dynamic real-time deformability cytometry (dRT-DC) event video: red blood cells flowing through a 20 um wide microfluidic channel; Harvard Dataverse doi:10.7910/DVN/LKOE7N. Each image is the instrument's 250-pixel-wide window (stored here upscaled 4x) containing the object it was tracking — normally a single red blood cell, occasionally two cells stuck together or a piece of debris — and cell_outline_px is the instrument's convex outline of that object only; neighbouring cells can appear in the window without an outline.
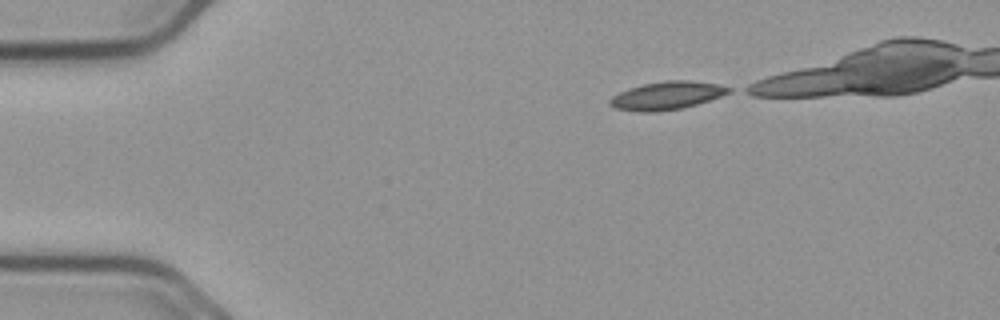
{"species": "common noctule bat (a hibernating species)", "species_latin": "Nyctalus noctula", "temperature_condition": "cold", "stored_images_in_passage": 26, "camera_frame_rate_fps": 3000, "um_per_image_px": 0.085, "animal": {"sex": "male", "body_mass_g": 23.1, "forearm_length_mm": 52.7}, "frame": {"image": 1, "passage_image": 1, "time_ms": 0.0, "image_size_px": [1000, 320], "cell_outline_px": [[732, 92], [696, 104], [680, 108], [656, 112], [640, 112], [616, 108], [608, 104], [608, 100], [612, 96], [628, 88], [644, 84], [664, 80], [688, 80], [720, 84], [732, 88]], "centroid_in_image_um": [56.67, 8.11], "position_along_channel_um": 28.3, "area_um2": 19.42}}
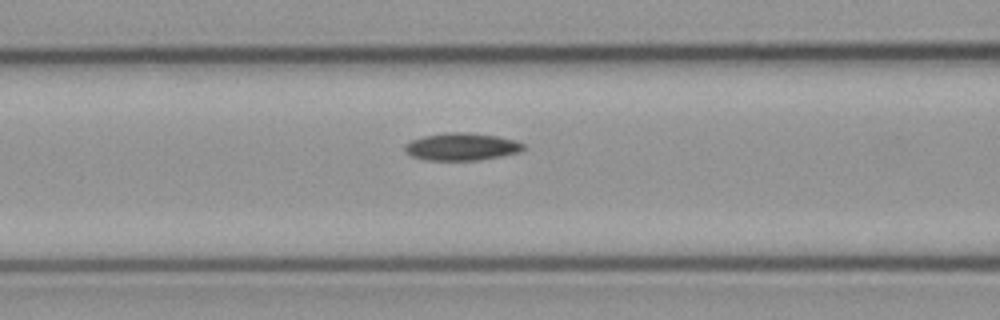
{"frame": {"image": 2, "passage_image": 14, "time_ms": 4.333, "image_size_px": [1000, 320], "cell_outline_px": [[524, 148], [520, 152], [480, 160], [428, 160], [412, 156], [404, 148], [404, 144], [412, 140], [424, 136], [448, 132], [468, 132], [496, 136], [516, 140], [524, 144]], "centroid_in_image_um": [39.26, 12.46], "position_along_channel_um": 127.3, "area_um2": 18.84}}
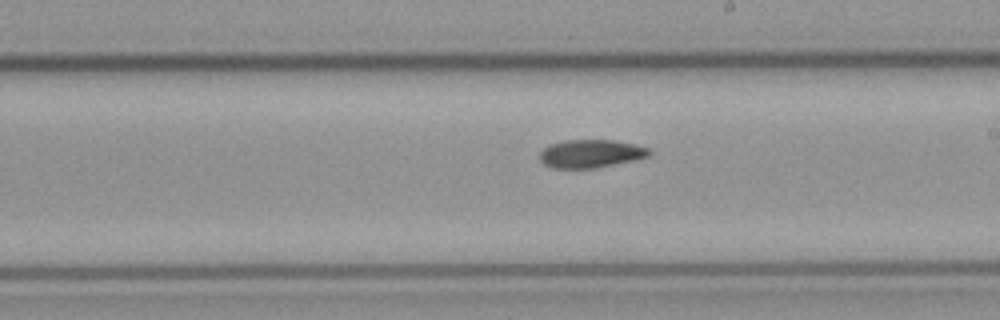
{"frame": {"image": 3, "passage_image": 23, "time_ms": 7.333, "image_size_px": [1000, 320], "cell_outline_px": [[652, 152], [648, 156], [636, 160], [592, 168], [552, 168], [544, 164], [540, 160], [540, 152], [544, 148], [552, 144], [564, 140], [612, 140], [636, 144], [648, 148]], "centroid_in_image_um": [50.23, 13.06], "position_along_channel_um": 238.8, "area_um2": 17.86}}